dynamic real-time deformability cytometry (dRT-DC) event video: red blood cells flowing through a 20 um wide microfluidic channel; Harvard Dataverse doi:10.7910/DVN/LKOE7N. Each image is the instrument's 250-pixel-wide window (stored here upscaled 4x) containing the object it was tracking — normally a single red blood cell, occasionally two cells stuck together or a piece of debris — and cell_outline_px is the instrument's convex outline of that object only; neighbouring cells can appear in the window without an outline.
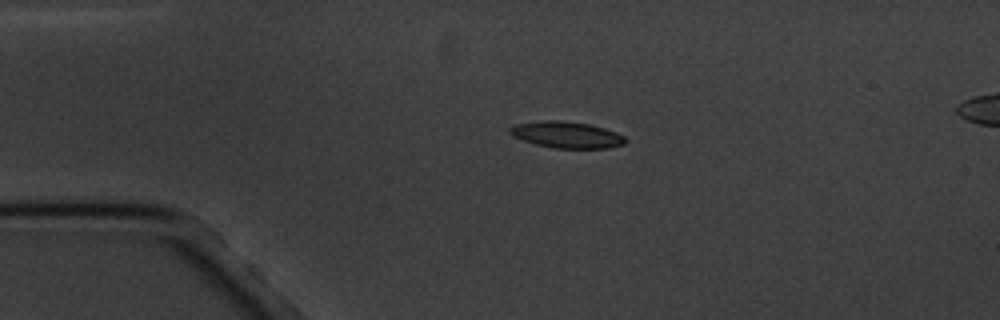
{"species": "common noctule bat (a hibernating species)", "species_latin": "Nyctalus noctula", "temperature_condition": "cold", "stored_images_in_passage": 5, "camera_frame_rate_fps": 3000, "um_per_image_px": 0.085, "animal": {"sex": "male", "body_mass_g": 20.1, "forearm_length_mm": 53.5}, "frame": {"image": 1, "passage_image": 3, "time_ms": 2.333, "image_size_px": [1000, 320], "cell_outline_px": [[624, 144], [608, 148], [556, 148], [536, 144], [512, 136], [508, 132], [508, 128], [512, 124], [540, 120], [560, 120], [588, 124], [604, 128], [616, 132], [624, 136]], "centroid_in_image_um": [48.1, 11.44], "position_along_channel_um": 36.9, "area_um2": 17.8}}